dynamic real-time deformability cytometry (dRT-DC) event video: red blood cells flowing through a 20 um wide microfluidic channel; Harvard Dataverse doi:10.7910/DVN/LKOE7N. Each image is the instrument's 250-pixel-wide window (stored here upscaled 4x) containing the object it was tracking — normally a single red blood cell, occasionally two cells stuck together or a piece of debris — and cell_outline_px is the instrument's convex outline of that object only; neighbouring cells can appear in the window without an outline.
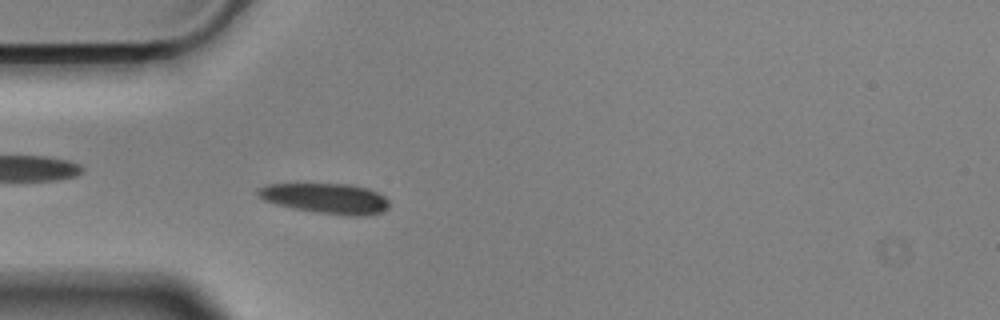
{"species": "Egyptian fruit bat (a non-hibernating species)", "species_latin": "Rousettus aegyptiacus", "temperature_condition": "cold", "stored_images_in_passage": 56, "camera_frame_rate_fps": 3000, "um_per_image_px": 0.085, "animal": {"sex": "male"}, "frame": {"image": 1, "passage_image": 16, "time_ms": 5.0, "image_size_px": [1000, 320], "cell_outline_px": [[388, 208], [380, 212], [364, 216], [348, 216], [316, 212], [292, 208], [276, 204], [264, 200], [256, 192], [260, 188], [268, 184], [348, 184], [368, 188], [384, 196], [388, 200]], "centroid_in_image_um": [27.72, 16.87], "position_along_channel_um": 57.3, "area_um2": 23.0}}
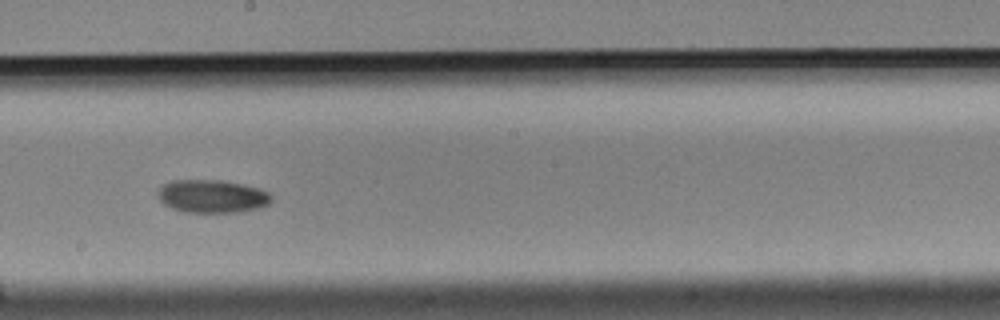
{"frame": {"image": 2, "passage_image": 31, "time_ms": 10.0, "image_size_px": [1000, 320], "cell_outline_px": [[272, 200], [268, 204], [260, 208], [240, 212], [184, 212], [172, 208], [164, 204], [160, 200], [156, 192], [164, 184], [172, 180], [220, 180], [260, 188], [268, 192], [272, 196]], "centroid_in_image_um": [18.03, 16.69], "position_along_channel_um": 230.2, "area_um2": 21.91}}
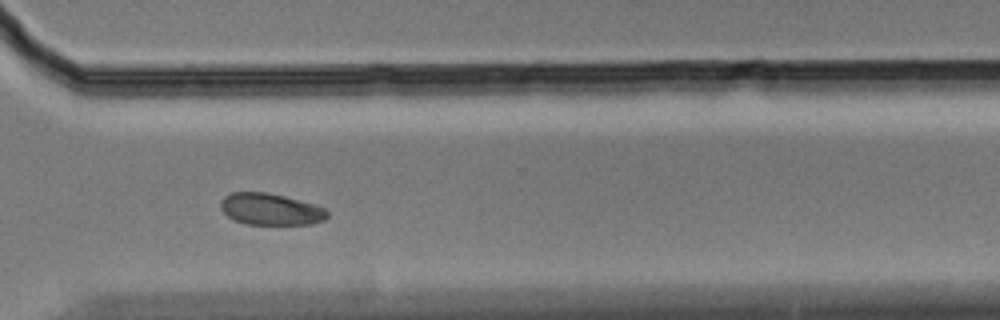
{"frame": {"image": 3, "passage_image": 41, "time_ms": 13.333, "image_size_px": [1000, 320], "cell_outline_px": [[328, 216], [324, 220], [312, 224], [244, 224], [228, 216], [220, 208], [220, 200], [224, 196], [232, 192], [268, 192], [284, 196], [312, 204], [324, 208], [328, 212]], "centroid_in_image_um": [22.97, 17.78], "position_along_channel_um": 347.6, "area_um2": 19.59}, "authors_computed_cell_mechanics": {"area_um2": 21.1837, "velocity_mm_per_s": 3.5278, "shape_relaxation_time_tau1_ms": 3.4138, "shape_relaxation_time_tau2_ms": null, "deformation_change_tau1": 0.0915, "deformation_change_tau2": null}}